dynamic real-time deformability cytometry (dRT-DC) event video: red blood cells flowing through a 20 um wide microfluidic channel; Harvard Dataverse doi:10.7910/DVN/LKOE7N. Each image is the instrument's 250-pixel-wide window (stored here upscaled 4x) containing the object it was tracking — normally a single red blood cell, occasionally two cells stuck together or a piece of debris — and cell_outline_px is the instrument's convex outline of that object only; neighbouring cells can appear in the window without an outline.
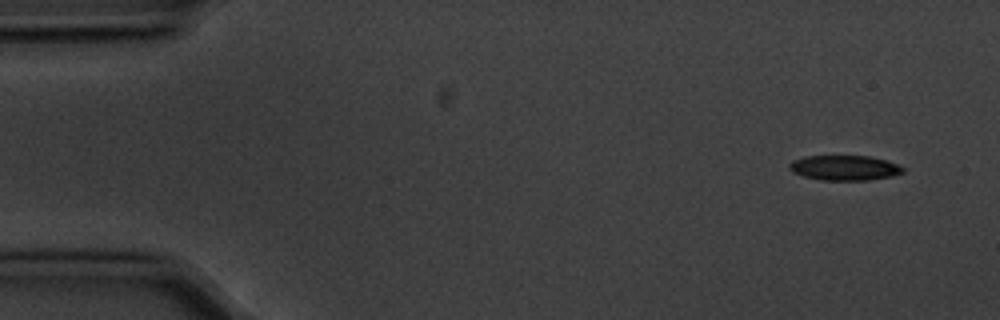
{"species": "common noctule bat (a hibernating species)", "species_latin": "Nyctalus noctula", "temperature_condition": "cold", "stored_images_in_passage": 10, "camera_frame_rate_fps": 3000, "um_per_image_px": 0.085, "animal": {"sex": "male", "body_mass_g": 20.1, "forearm_length_mm": 53.5}, "frame": {"image": 1, "passage_image": 1, "time_ms": 0.0, "image_size_px": [1000, 320], "cell_outline_px": [[904, 172], [892, 176], [868, 180], [820, 180], [804, 176], [792, 172], [788, 168], [788, 164], [792, 160], [804, 156], [868, 156], [884, 160], [896, 164], [904, 168]], "centroid_in_image_um": [71.73, 14.26], "position_along_channel_um": 13.3, "area_um2": 16.53}}
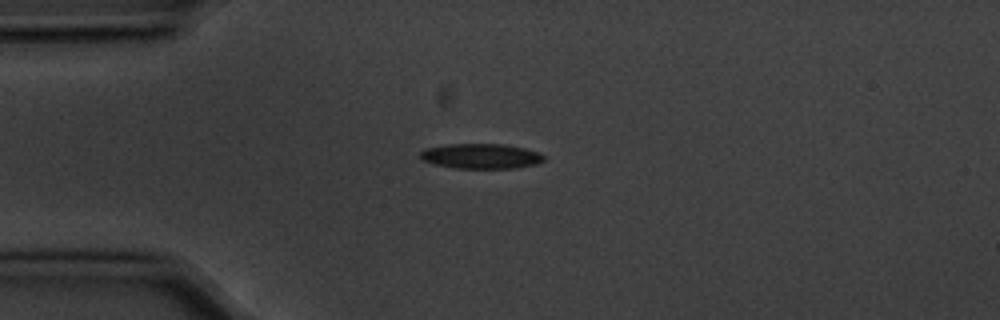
{"frame": {"image": 2, "passage_image": 4, "time_ms": 1.0, "image_size_px": [1000, 320], "cell_outline_px": [[544, 160], [536, 164], [516, 168], [456, 168], [432, 164], [424, 160], [420, 156], [420, 152], [424, 148], [448, 144], [504, 144], [524, 148], [540, 152], [544, 156]], "centroid_in_image_um": [40.88, 13.27], "position_along_channel_um": 44.1, "area_um2": 18.09}}
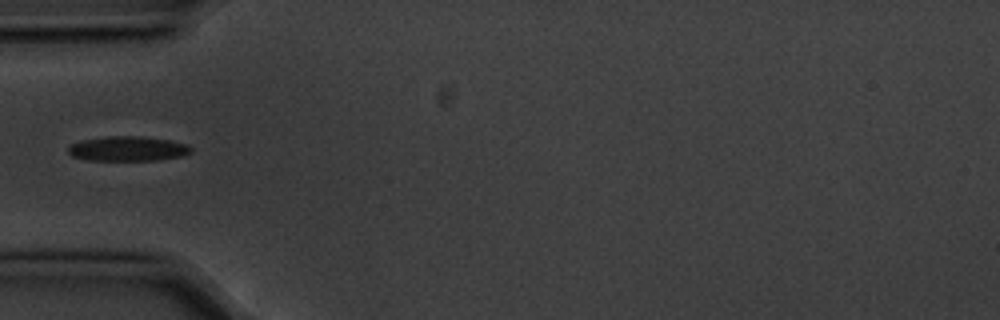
{"frame": {"image": 3, "passage_image": 5, "time_ms": 1.333, "image_size_px": [1000, 320], "cell_outline_px": [[192, 152], [184, 156], [156, 160], [88, 160], [72, 156], [68, 152], [68, 148], [72, 144], [80, 140], [108, 136], [140, 136], [168, 140], [188, 144], [192, 148]], "centroid_in_image_um": [10.88, 12.64], "position_along_channel_um": 74.1, "area_um2": 17.74}}